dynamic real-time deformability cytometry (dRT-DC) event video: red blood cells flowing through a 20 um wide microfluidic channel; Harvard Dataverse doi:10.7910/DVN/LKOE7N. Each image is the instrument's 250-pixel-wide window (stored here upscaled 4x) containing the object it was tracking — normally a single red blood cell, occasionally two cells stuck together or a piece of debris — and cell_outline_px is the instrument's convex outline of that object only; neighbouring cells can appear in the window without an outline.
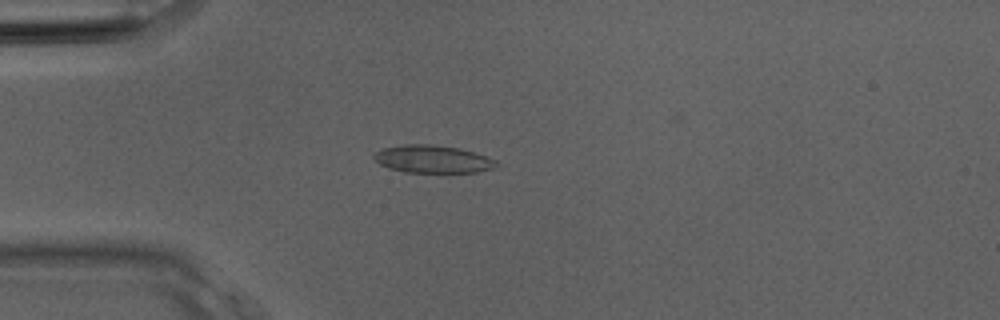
{"species": "Egyptian fruit bat (a non-hibernating species)", "species_latin": "Rousettus aegyptiacus", "temperature_condition": "room temperature", "stored_images_in_passage": 2, "camera_frame_rate_fps": 3000, "um_per_image_px": 0.085, "animal": {"sex": "male"}, "frame": {"image": 1, "passage_image": 2, "time_ms": 0.333, "image_size_px": [1000, 320], "cell_outline_px": [[500, 164], [492, 168], [476, 172], [404, 172], [388, 168], [380, 164], [372, 156], [376, 152], [384, 148], [404, 144], [428, 144], [460, 148], [496, 160]], "centroid_in_image_um": [36.76, 13.52], "position_along_channel_um": 48.2, "area_um2": 19.54}}